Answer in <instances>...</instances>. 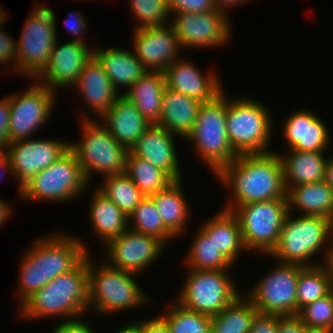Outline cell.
Wrapping results in <instances>:
<instances>
[{
    "label": "cell",
    "mask_w": 333,
    "mask_h": 333,
    "mask_svg": "<svg viewBox=\"0 0 333 333\" xmlns=\"http://www.w3.org/2000/svg\"><path fill=\"white\" fill-rule=\"evenodd\" d=\"M216 176L233 192V200L223 207L224 210L232 211L247 203L287 198L282 162L278 153L272 151L238 155Z\"/></svg>",
    "instance_id": "6da1fadb"
},
{
    "label": "cell",
    "mask_w": 333,
    "mask_h": 333,
    "mask_svg": "<svg viewBox=\"0 0 333 333\" xmlns=\"http://www.w3.org/2000/svg\"><path fill=\"white\" fill-rule=\"evenodd\" d=\"M84 245L67 234L55 233L36 240L20 265L21 303L56 277L73 270L89 254Z\"/></svg>",
    "instance_id": "7a4b0ae2"
},
{
    "label": "cell",
    "mask_w": 333,
    "mask_h": 333,
    "mask_svg": "<svg viewBox=\"0 0 333 333\" xmlns=\"http://www.w3.org/2000/svg\"><path fill=\"white\" fill-rule=\"evenodd\" d=\"M88 286L87 255L73 270L61 274L28 297L21 304L20 316L37 319L62 315L69 316V320L76 319L88 312Z\"/></svg>",
    "instance_id": "3957f363"
},
{
    "label": "cell",
    "mask_w": 333,
    "mask_h": 333,
    "mask_svg": "<svg viewBox=\"0 0 333 333\" xmlns=\"http://www.w3.org/2000/svg\"><path fill=\"white\" fill-rule=\"evenodd\" d=\"M97 267V268H96ZM136 273L123 271L103 261L95 264L88 255V306L103 314L146 304L147 296L135 282Z\"/></svg>",
    "instance_id": "277c9868"
},
{
    "label": "cell",
    "mask_w": 333,
    "mask_h": 333,
    "mask_svg": "<svg viewBox=\"0 0 333 333\" xmlns=\"http://www.w3.org/2000/svg\"><path fill=\"white\" fill-rule=\"evenodd\" d=\"M331 237V238H330ZM333 220L322 216L299 215L291 213L285 218L276 247L269 254L280 259L281 263L313 267L309 260L318 253L326 242L332 243Z\"/></svg>",
    "instance_id": "5b68a950"
},
{
    "label": "cell",
    "mask_w": 333,
    "mask_h": 333,
    "mask_svg": "<svg viewBox=\"0 0 333 333\" xmlns=\"http://www.w3.org/2000/svg\"><path fill=\"white\" fill-rule=\"evenodd\" d=\"M224 96L222 91L211 101L201 104L193 130L185 138L193 142L198 155L215 175L238 157L227 135Z\"/></svg>",
    "instance_id": "8992f818"
},
{
    "label": "cell",
    "mask_w": 333,
    "mask_h": 333,
    "mask_svg": "<svg viewBox=\"0 0 333 333\" xmlns=\"http://www.w3.org/2000/svg\"><path fill=\"white\" fill-rule=\"evenodd\" d=\"M268 109L245 97L226 98V126L229 142L237 155L268 153L272 122Z\"/></svg>",
    "instance_id": "52a82bcc"
},
{
    "label": "cell",
    "mask_w": 333,
    "mask_h": 333,
    "mask_svg": "<svg viewBox=\"0 0 333 333\" xmlns=\"http://www.w3.org/2000/svg\"><path fill=\"white\" fill-rule=\"evenodd\" d=\"M84 117L82 122L83 137L78 143H71L70 149L76 154L83 174L90 184L96 171L105 176L124 173L129 150L121 145L103 125Z\"/></svg>",
    "instance_id": "ba28073f"
},
{
    "label": "cell",
    "mask_w": 333,
    "mask_h": 333,
    "mask_svg": "<svg viewBox=\"0 0 333 333\" xmlns=\"http://www.w3.org/2000/svg\"><path fill=\"white\" fill-rule=\"evenodd\" d=\"M238 219L246 250L255 249L269 255L276 247L286 216L287 198L240 205L232 210Z\"/></svg>",
    "instance_id": "9c48e42d"
},
{
    "label": "cell",
    "mask_w": 333,
    "mask_h": 333,
    "mask_svg": "<svg viewBox=\"0 0 333 333\" xmlns=\"http://www.w3.org/2000/svg\"><path fill=\"white\" fill-rule=\"evenodd\" d=\"M34 7L16 41L17 72L32 80L45 69L57 40L54 11L44 5Z\"/></svg>",
    "instance_id": "30bf717a"
},
{
    "label": "cell",
    "mask_w": 333,
    "mask_h": 333,
    "mask_svg": "<svg viewBox=\"0 0 333 333\" xmlns=\"http://www.w3.org/2000/svg\"><path fill=\"white\" fill-rule=\"evenodd\" d=\"M87 182L76 154L69 149L61 158L38 172L21 188L23 200L69 201L82 194Z\"/></svg>",
    "instance_id": "8fae6325"
},
{
    "label": "cell",
    "mask_w": 333,
    "mask_h": 333,
    "mask_svg": "<svg viewBox=\"0 0 333 333\" xmlns=\"http://www.w3.org/2000/svg\"><path fill=\"white\" fill-rule=\"evenodd\" d=\"M188 270L176 301L184 308L212 317L240 296L227 270Z\"/></svg>",
    "instance_id": "7c38bea8"
},
{
    "label": "cell",
    "mask_w": 333,
    "mask_h": 333,
    "mask_svg": "<svg viewBox=\"0 0 333 333\" xmlns=\"http://www.w3.org/2000/svg\"><path fill=\"white\" fill-rule=\"evenodd\" d=\"M301 265L281 263L269 272L247 297L260 313L297 315V283Z\"/></svg>",
    "instance_id": "4fadbf2b"
},
{
    "label": "cell",
    "mask_w": 333,
    "mask_h": 333,
    "mask_svg": "<svg viewBox=\"0 0 333 333\" xmlns=\"http://www.w3.org/2000/svg\"><path fill=\"white\" fill-rule=\"evenodd\" d=\"M35 83L26 92L9 97V142L27 139L41 128L54 111L55 93L47 86Z\"/></svg>",
    "instance_id": "5bb4252c"
},
{
    "label": "cell",
    "mask_w": 333,
    "mask_h": 333,
    "mask_svg": "<svg viewBox=\"0 0 333 333\" xmlns=\"http://www.w3.org/2000/svg\"><path fill=\"white\" fill-rule=\"evenodd\" d=\"M70 143L65 140L52 139H20L10 142L6 147L12 174L19 181L21 188L38 172L56 162L69 149Z\"/></svg>",
    "instance_id": "9a60e30c"
},
{
    "label": "cell",
    "mask_w": 333,
    "mask_h": 333,
    "mask_svg": "<svg viewBox=\"0 0 333 333\" xmlns=\"http://www.w3.org/2000/svg\"><path fill=\"white\" fill-rule=\"evenodd\" d=\"M170 22L175 29L181 47L207 48L223 46L231 37V26L227 12L216 9L214 11L173 13Z\"/></svg>",
    "instance_id": "2e32d148"
},
{
    "label": "cell",
    "mask_w": 333,
    "mask_h": 333,
    "mask_svg": "<svg viewBox=\"0 0 333 333\" xmlns=\"http://www.w3.org/2000/svg\"><path fill=\"white\" fill-rule=\"evenodd\" d=\"M163 246L166 245L160 239L131 230L128 226L125 232L106 244L105 261L117 269L138 274L157 260Z\"/></svg>",
    "instance_id": "e0dca14e"
},
{
    "label": "cell",
    "mask_w": 333,
    "mask_h": 333,
    "mask_svg": "<svg viewBox=\"0 0 333 333\" xmlns=\"http://www.w3.org/2000/svg\"><path fill=\"white\" fill-rule=\"evenodd\" d=\"M133 38L136 58L148 71H164L179 59L181 45L171 23L135 29Z\"/></svg>",
    "instance_id": "ac0fdd59"
},
{
    "label": "cell",
    "mask_w": 333,
    "mask_h": 333,
    "mask_svg": "<svg viewBox=\"0 0 333 333\" xmlns=\"http://www.w3.org/2000/svg\"><path fill=\"white\" fill-rule=\"evenodd\" d=\"M57 41L58 39L51 51L48 64L35 78L38 83L52 91L59 87H72L86 63L93 57V49L85 43L72 40L59 46Z\"/></svg>",
    "instance_id": "d6986e66"
},
{
    "label": "cell",
    "mask_w": 333,
    "mask_h": 333,
    "mask_svg": "<svg viewBox=\"0 0 333 333\" xmlns=\"http://www.w3.org/2000/svg\"><path fill=\"white\" fill-rule=\"evenodd\" d=\"M164 75L166 87L202 103L211 101L223 91L216 73L211 70L205 75L195 64L182 58L170 64Z\"/></svg>",
    "instance_id": "ffe728a7"
},
{
    "label": "cell",
    "mask_w": 333,
    "mask_h": 333,
    "mask_svg": "<svg viewBox=\"0 0 333 333\" xmlns=\"http://www.w3.org/2000/svg\"><path fill=\"white\" fill-rule=\"evenodd\" d=\"M174 136L161 126L151 124L130 151L165 171L174 181L182 180Z\"/></svg>",
    "instance_id": "44dd1931"
},
{
    "label": "cell",
    "mask_w": 333,
    "mask_h": 333,
    "mask_svg": "<svg viewBox=\"0 0 333 333\" xmlns=\"http://www.w3.org/2000/svg\"><path fill=\"white\" fill-rule=\"evenodd\" d=\"M286 119L282 129L288 150L325 152L329 147L327 126L313 112L302 109Z\"/></svg>",
    "instance_id": "7402d4cb"
},
{
    "label": "cell",
    "mask_w": 333,
    "mask_h": 333,
    "mask_svg": "<svg viewBox=\"0 0 333 333\" xmlns=\"http://www.w3.org/2000/svg\"><path fill=\"white\" fill-rule=\"evenodd\" d=\"M73 87L80 89L87 106L98 118L110 110L121 95L117 94L119 90L114 87L103 66L94 56L86 63Z\"/></svg>",
    "instance_id": "603a6c76"
},
{
    "label": "cell",
    "mask_w": 333,
    "mask_h": 333,
    "mask_svg": "<svg viewBox=\"0 0 333 333\" xmlns=\"http://www.w3.org/2000/svg\"><path fill=\"white\" fill-rule=\"evenodd\" d=\"M100 119L111 135L128 150H130L143 132L151 125L138 111L135 104L121 94L112 108L106 111Z\"/></svg>",
    "instance_id": "cb8c5ba5"
},
{
    "label": "cell",
    "mask_w": 333,
    "mask_h": 333,
    "mask_svg": "<svg viewBox=\"0 0 333 333\" xmlns=\"http://www.w3.org/2000/svg\"><path fill=\"white\" fill-rule=\"evenodd\" d=\"M201 104L197 99L165 87L157 125L184 139L193 130Z\"/></svg>",
    "instance_id": "d4e9b609"
},
{
    "label": "cell",
    "mask_w": 333,
    "mask_h": 333,
    "mask_svg": "<svg viewBox=\"0 0 333 333\" xmlns=\"http://www.w3.org/2000/svg\"><path fill=\"white\" fill-rule=\"evenodd\" d=\"M288 153L286 155L278 154L283 166L286 190L296 185L325 180L328 159L325 158L324 152L290 149Z\"/></svg>",
    "instance_id": "484cf974"
},
{
    "label": "cell",
    "mask_w": 333,
    "mask_h": 333,
    "mask_svg": "<svg viewBox=\"0 0 333 333\" xmlns=\"http://www.w3.org/2000/svg\"><path fill=\"white\" fill-rule=\"evenodd\" d=\"M93 49V56L103 66L117 90L120 86L129 89L147 71L133 51L131 53V51L128 52L117 47H109L105 50L97 47Z\"/></svg>",
    "instance_id": "4316f807"
},
{
    "label": "cell",
    "mask_w": 333,
    "mask_h": 333,
    "mask_svg": "<svg viewBox=\"0 0 333 333\" xmlns=\"http://www.w3.org/2000/svg\"><path fill=\"white\" fill-rule=\"evenodd\" d=\"M166 80L164 71H146L128 91L123 93L151 124H157L161 115L162 97Z\"/></svg>",
    "instance_id": "83f0119b"
},
{
    "label": "cell",
    "mask_w": 333,
    "mask_h": 333,
    "mask_svg": "<svg viewBox=\"0 0 333 333\" xmlns=\"http://www.w3.org/2000/svg\"><path fill=\"white\" fill-rule=\"evenodd\" d=\"M287 200L289 213L298 208L303 212L302 215L322 216L333 220V190L325 180L290 187L287 190Z\"/></svg>",
    "instance_id": "f1b7e54d"
},
{
    "label": "cell",
    "mask_w": 333,
    "mask_h": 333,
    "mask_svg": "<svg viewBox=\"0 0 333 333\" xmlns=\"http://www.w3.org/2000/svg\"><path fill=\"white\" fill-rule=\"evenodd\" d=\"M201 229L231 264L237 261L240 250H245L240 225L232 211L220 210L216 216L204 223Z\"/></svg>",
    "instance_id": "f546056e"
},
{
    "label": "cell",
    "mask_w": 333,
    "mask_h": 333,
    "mask_svg": "<svg viewBox=\"0 0 333 333\" xmlns=\"http://www.w3.org/2000/svg\"><path fill=\"white\" fill-rule=\"evenodd\" d=\"M90 209V221L93 230L106 245L110 240L120 236L128 227V216L98 189L94 190Z\"/></svg>",
    "instance_id": "4dcf8cb0"
},
{
    "label": "cell",
    "mask_w": 333,
    "mask_h": 333,
    "mask_svg": "<svg viewBox=\"0 0 333 333\" xmlns=\"http://www.w3.org/2000/svg\"><path fill=\"white\" fill-rule=\"evenodd\" d=\"M182 188V182L178 180L171 183L166 189L151 195L166 229L174 238L184 231L188 216H190Z\"/></svg>",
    "instance_id": "1f68e13d"
},
{
    "label": "cell",
    "mask_w": 333,
    "mask_h": 333,
    "mask_svg": "<svg viewBox=\"0 0 333 333\" xmlns=\"http://www.w3.org/2000/svg\"><path fill=\"white\" fill-rule=\"evenodd\" d=\"M238 296L219 314L212 316L211 333H249L258 310L246 296Z\"/></svg>",
    "instance_id": "d6a6232c"
},
{
    "label": "cell",
    "mask_w": 333,
    "mask_h": 333,
    "mask_svg": "<svg viewBox=\"0 0 333 333\" xmlns=\"http://www.w3.org/2000/svg\"><path fill=\"white\" fill-rule=\"evenodd\" d=\"M125 173L145 196L164 190L174 182L165 171L136 157L130 150L126 157Z\"/></svg>",
    "instance_id": "836d02e7"
},
{
    "label": "cell",
    "mask_w": 333,
    "mask_h": 333,
    "mask_svg": "<svg viewBox=\"0 0 333 333\" xmlns=\"http://www.w3.org/2000/svg\"><path fill=\"white\" fill-rule=\"evenodd\" d=\"M319 264L313 267H303L299 272L297 315L304 306L325 297L331 292L329 271L324 263L323 265L322 263Z\"/></svg>",
    "instance_id": "e575fe53"
},
{
    "label": "cell",
    "mask_w": 333,
    "mask_h": 333,
    "mask_svg": "<svg viewBox=\"0 0 333 333\" xmlns=\"http://www.w3.org/2000/svg\"><path fill=\"white\" fill-rule=\"evenodd\" d=\"M104 177V183L98 190L129 216L145 195L125 172Z\"/></svg>",
    "instance_id": "d590c367"
},
{
    "label": "cell",
    "mask_w": 333,
    "mask_h": 333,
    "mask_svg": "<svg viewBox=\"0 0 333 333\" xmlns=\"http://www.w3.org/2000/svg\"><path fill=\"white\" fill-rule=\"evenodd\" d=\"M192 244L185 258L189 269L228 270L233 265L217 250L213 240L201 228Z\"/></svg>",
    "instance_id": "8d00e7d4"
},
{
    "label": "cell",
    "mask_w": 333,
    "mask_h": 333,
    "mask_svg": "<svg viewBox=\"0 0 333 333\" xmlns=\"http://www.w3.org/2000/svg\"><path fill=\"white\" fill-rule=\"evenodd\" d=\"M132 221L130 228L139 233L147 234L160 239L165 244L171 242L174 236L166 229L162 217L156 209L155 202L151 196H145L128 216V223Z\"/></svg>",
    "instance_id": "74e56055"
},
{
    "label": "cell",
    "mask_w": 333,
    "mask_h": 333,
    "mask_svg": "<svg viewBox=\"0 0 333 333\" xmlns=\"http://www.w3.org/2000/svg\"><path fill=\"white\" fill-rule=\"evenodd\" d=\"M173 306L161 316L167 323L170 333H211L210 316L186 309L178 302Z\"/></svg>",
    "instance_id": "f35d334b"
},
{
    "label": "cell",
    "mask_w": 333,
    "mask_h": 333,
    "mask_svg": "<svg viewBox=\"0 0 333 333\" xmlns=\"http://www.w3.org/2000/svg\"><path fill=\"white\" fill-rule=\"evenodd\" d=\"M130 6L138 21L136 29L168 24L170 11L167 0H131Z\"/></svg>",
    "instance_id": "ab89813d"
},
{
    "label": "cell",
    "mask_w": 333,
    "mask_h": 333,
    "mask_svg": "<svg viewBox=\"0 0 333 333\" xmlns=\"http://www.w3.org/2000/svg\"><path fill=\"white\" fill-rule=\"evenodd\" d=\"M298 316L307 326L323 327L333 331V292L304 306Z\"/></svg>",
    "instance_id": "60d3db41"
},
{
    "label": "cell",
    "mask_w": 333,
    "mask_h": 333,
    "mask_svg": "<svg viewBox=\"0 0 333 333\" xmlns=\"http://www.w3.org/2000/svg\"><path fill=\"white\" fill-rule=\"evenodd\" d=\"M167 4L170 14L180 12L206 13L217 9L213 0H167Z\"/></svg>",
    "instance_id": "b9f144b4"
},
{
    "label": "cell",
    "mask_w": 333,
    "mask_h": 333,
    "mask_svg": "<svg viewBox=\"0 0 333 333\" xmlns=\"http://www.w3.org/2000/svg\"><path fill=\"white\" fill-rule=\"evenodd\" d=\"M280 315L257 312L249 333H277Z\"/></svg>",
    "instance_id": "7bdbcfd3"
},
{
    "label": "cell",
    "mask_w": 333,
    "mask_h": 333,
    "mask_svg": "<svg viewBox=\"0 0 333 333\" xmlns=\"http://www.w3.org/2000/svg\"><path fill=\"white\" fill-rule=\"evenodd\" d=\"M0 25V64L12 63L14 70L17 72V55H16V41L10 34L3 31Z\"/></svg>",
    "instance_id": "ee69618b"
},
{
    "label": "cell",
    "mask_w": 333,
    "mask_h": 333,
    "mask_svg": "<svg viewBox=\"0 0 333 333\" xmlns=\"http://www.w3.org/2000/svg\"><path fill=\"white\" fill-rule=\"evenodd\" d=\"M10 104L9 97L0 100V150H5L9 142Z\"/></svg>",
    "instance_id": "f6af8a7d"
},
{
    "label": "cell",
    "mask_w": 333,
    "mask_h": 333,
    "mask_svg": "<svg viewBox=\"0 0 333 333\" xmlns=\"http://www.w3.org/2000/svg\"><path fill=\"white\" fill-rule=\"evenodd\" d=\"M56 328L53 329V333H94L87 323L78 318L69 320L65 318V321L58 323Z\"/></svg>",
    "instance_id": "bcb514c9"
},
{
    "label": "cell",
    "mask_w": 333,
    "mask_h": 333,
    "mask_svg": "<svg viewBox=\"0 0 333 333\" xmlns=\"http://www.w3.org/2000/svg\"><path fill=\"white\" fill-rule=\"evenodd\" d=\"M68 15L69 16L66 18V21H65V23L67 22L65 25H67L66 27H67V30L69 31L68 33H70L71 35H74L76 37L73 40L84 43L85 41H83V38H80V37L82 35H85L83 32H85V30L87 28V23H86L85 17L81 13L78 14L75 12L74 13L72 12L71 14H68ZM80 39H82V40H80Z\"/></svg>",
    "instance_id": "7dc6e473"
},
{
    "label": "cell",
    "mask_w": 333,
    "mask_h": 333,
    "mask_svg": "<svg viewBox=\"0 0 333 333\" xmlns=\"http://www.w3.org/2000/svg\"><path fill=\"white\" fill-rule=\"evenodd\" d=\"M304 326L298 315L281 316L277 333H303Z\"/></svg>",
    "instance_id": "c3c4849f"
},
{
    "label": "cell",
    "mask_w": 333,
    "mask_h": 333,
    "mask_svg": "<svg viewBox=\"0 0 333 333\" xmlns=\"http://www.w3.org/2000/svg\"><path fill=\"white\" fill-rule=\"evenodd\" d=\"M142 333H170L165 320L161 316L139 322Z\"/></svg>",
    "instance_id": "681fc988"
},
{
    "label": "cell",
    "mask_w": 333,
    "mask_h": 333,
    "mask_svg": "<svg viewBox=\"0 0 333 333\" xmlns=\"http://www.w3.org/2000/svg\"><path fill=\"white\" fill-rule=\"evenodd\" d=\"M246 1L248 2V0H213V3L217 9L226 11L228 7H232L233 5H238Z\"/></svg>",
    "instance_id": "f907efd6"
},
{
    "label": "cell",
    "mask_w": 333,
    "mask_h": 333,
    "mask_svg": "<svg viewBox=\"0 0 333 333\" xmlns=\"http://www.w3.org/2000/svg\"><path fill=\"white\" fill-rule=\"evenodd\" d=\"M11 206L2 199H0V226H3L4 224L10 217L11 213ZM5 221V222H4Z\"/></svg>",
    "instance_id": "816d5d0a"
},
{
    "label": "cell",
    "mask_w": 333,
    "mask_h": 333,
    "mask_svg": "<svg viewBox=\"0 0 333 333\" xmlns=\"http://www.w3.org/2000/svg\"><path fill=\"white\" fill-rule=\"evenodd\" d=\"M325 181L327 185L333 190V158H328L325 170Z\"/></svg>",
    "instance_id": "f5cc1de1"
},
{
    "label": "cell",
    "mask_w": 333,
    "mask_h": 333,
    "mask_svg": "<svg viewBox=\"0 0 333 333\" xmlns=\"http://www.w3.org/2000/svg\"><path fill=\"white\" fill-rule=\"evenodd\" d=\"M116 333H142L141 332V328H140V324L139 322H133L132 324L128 323V325L123 326L122 328H120L119 330H117Z\"/></svg>",
    "instance_id": "db71d44e"
},
{
    "label": "cell",
    "mask_w": 333,
    "mask_h": 333,
    "mask_svg": "<svg viewBox=\"0 0 333 333\" xmlns=\"http://www.w3.org/2000/svg\"><path fill=\"white\" fill-rule=\"evenodd\" d=\"M8 170L9 173H12V169L10 167L9 158L6 155V150H0V170Z\"/></svg>",
    "instance_id": "11a10c76"
},
{
    "label": "cell",
    "mask_w": 333,
    "mask_h": 333,
    "mask_svg": "<svg viewBox=\"0 0 333 333\" xmlns=\"http://www.w3.org/2000/svg\"><path fill=\"white\" fill-rule=\"evenodd\" d=\"M303 333H333V331L323 327L304 326Z\"/></svg>",
    "instance_id": "9f6ffc18"
},
{
    "label": "cell",
    "mask_w": 333,
    "mask_h": 333,
    "mask_svg": "<svg viewBox=\"0 0 333 333\" xmlns=\"http://www.w3.org/2000/svg\"><path fill=\"white\" fill-rule=\"evenodd\" d=\"M324 262H325L324 265H326L330 274L331 292H333V256H331L328 260Z\"/></svg>",
    "instance_id": "6f0895ef"
},
{
    "label": "cell",
    "mask_w": 333,
    "mask_h": 333,
    "mask_svg": "<svg viewBox=\"0 0 333 333\" xmlns=\"http://www.w3.org/2000/svg\"><path fill=\"white\" fill-rule=\"evenodd\" d=\"M332 239H333V237H332ZM330 245L331 246H329L327 243L328 247H326L327 249H325V250H327V251H325L326 255L324 254L325 260H328L331 256H333V240H332V244H330Z\"/></svg>",
    "instance_id": "680465c9"
},
{
    "label": "cell",
    "mask_w": 333,
    "mask_h": 333,
    "mask_svg": "<svg viewBox=\"0 0 333 333\" xmlns=\"http://www.w3.org/2000/svg\"><path fill=\"white\" fill-rule=\"evenodd\" d=\"M3 8L0 7V25H3L6 22V12L5 9L2 10Z\"/></svg>",
    "instance_id": "91938a15"
}]
</instances>
